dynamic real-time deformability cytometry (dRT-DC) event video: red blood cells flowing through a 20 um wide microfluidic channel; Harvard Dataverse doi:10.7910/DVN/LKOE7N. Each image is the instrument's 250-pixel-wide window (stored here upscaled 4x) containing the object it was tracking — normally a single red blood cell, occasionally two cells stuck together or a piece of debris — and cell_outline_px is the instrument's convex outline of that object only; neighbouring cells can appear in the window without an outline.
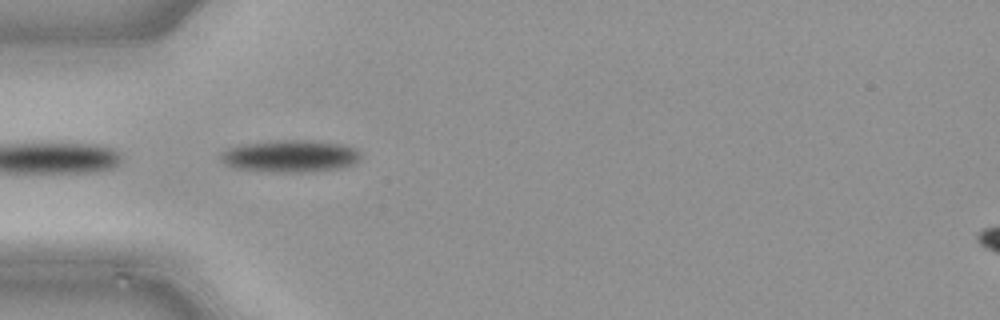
{"species": "common noctule bat (a hibernating species)", "species_latin": "Nyctalus noctula", "temperature_condition": "cold", "stored_images_in_passage": 47, "camera_frame_rate_fps": 3000, "um_per_image_px": 0.085, "animal": {"sex": "male", "body_mass_g": 21.5, "forearm_length_mm": 52.0}, "frame": {"image": 1, "passage_image": 14, "time_ms": 4.333, "image_size_px": [1000, 320], "cell_outline_px": [[360, 156], [352, 164], [340, 168], [300, 172], [276, 172], [232, 168], [224, 164], [220, 160], [220, 152], [228, 148], [248, 144], [280, 140], [308, 140], [340, 144], [356, 148], [360, 152]], "centroid_in_image_um": [24.62, 13.27], "position_along_channel_um": 60.4, "area_um2": 25.95}}
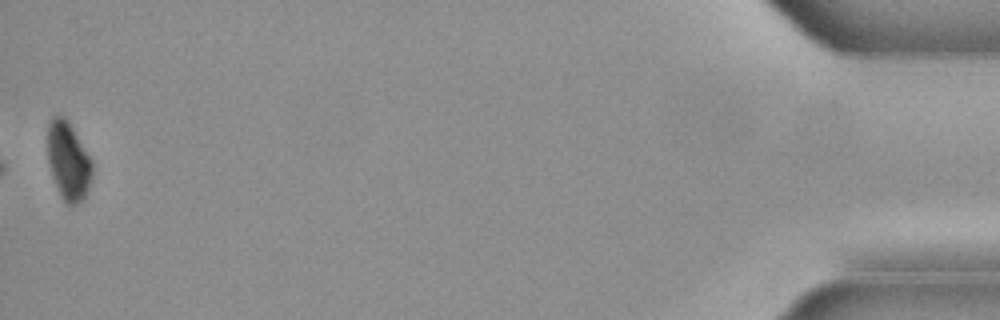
{"frame": {"image": 2, "passage_image": 47, "time_ms": 15.333, "image_size_px": [1000, 320], "cell_outline_px": [[92, 172], [84, 200], [76, 204], [68, 204], [60, 196], [52, 176], [48, 164], [48, 124], [52, 116], [64, 116], [92, 160]], "centroid_in_image_um": [5.79, 13.7], "position_along_channel_um": 429.4, "area_um2": 20.0}}